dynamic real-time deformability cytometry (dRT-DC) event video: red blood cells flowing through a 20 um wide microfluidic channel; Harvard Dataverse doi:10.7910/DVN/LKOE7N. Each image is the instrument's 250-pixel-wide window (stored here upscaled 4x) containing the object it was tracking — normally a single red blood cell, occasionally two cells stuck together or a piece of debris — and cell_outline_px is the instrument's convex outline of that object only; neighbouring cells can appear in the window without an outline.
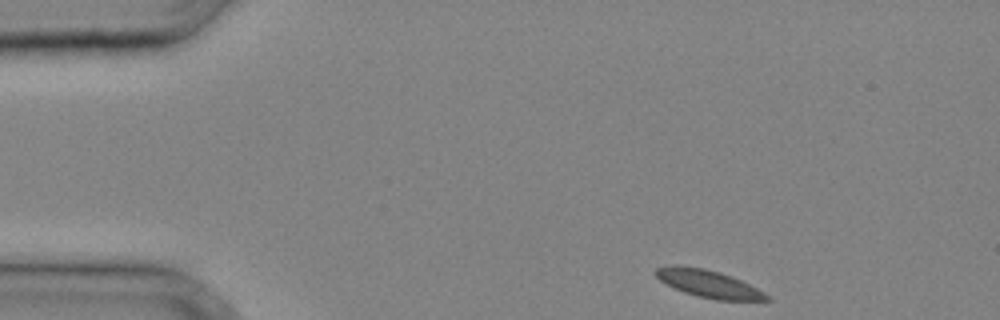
{"species": "common noctule bat (a hibernating species)", "species_latin": "Nyctalus noctula", "temperature_condition": "cold", "stored_images_in_passage": 30, "camera_frame_rate_fps": 3000, "um_per_image_px": 0.085, "animal": {"sex": "male", "body_mass_g": 20.4}, "frame": {"image": 1, "passage_image": 1, "time_ms": 0.0, "image_size_px": [1000, 320], "cell_outline_px": [[772, 300], [716, 300], [684, 292], [660, 280], [652, 272], [656, 268], [672, 264], [676, 264], [704, 268], [720, 272], [732, 276], [764, 292]], "centroid_in_image_um": [60.19, 24.09], "position_along_channel_um": 24.8, "area_um2": 17.63}}
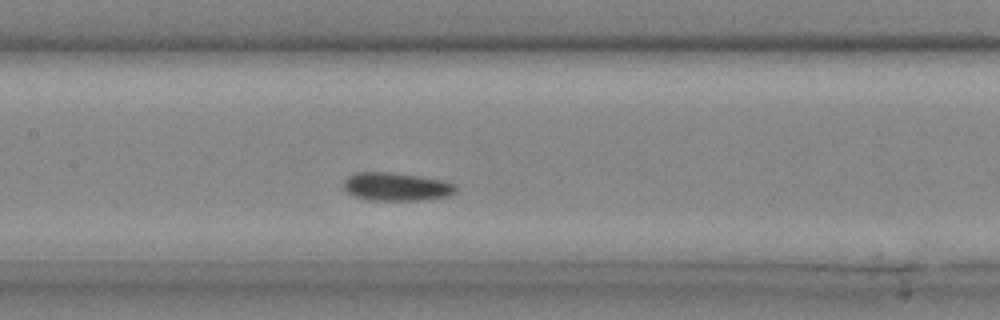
{"frame": {"image": 2, "passage_image": 13, "time_ms": 4.0, "image_size_px": [1000, 320], "cell_outline_px": [[456, 192], [448, 196], [424, 200], [368, 200], [352, 196], [344, 188], [344, 180], [348, 176], [356, 172], [388, 172], [420, 176], [444, 180], [456, 184]], "centroid_in_image_um": [33.7, 15.87], "position_along_channel_um": 173.7, "area_um2": 18.61}}
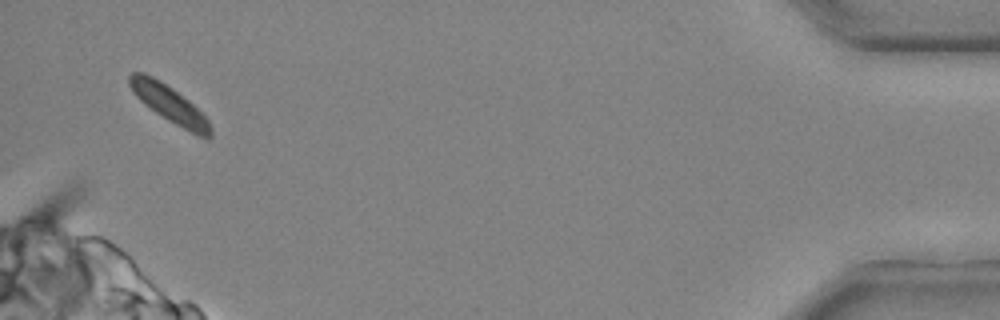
{"frame": {"image": 3, "passage_image": 30, "time_ms": 9.667, "image_size_px": [1000, 320], "cell_outline_px": [[212, 136], [208, 140], [196, 136], [168, 120], [144, 104], [132, 92], [128, 84], [128, 76], [132, 72], [144, 72], [160, 80], [172, 88], [188, 100], [208, 120], [212, 128]], "centroid_in_image_um": [14.4, 8.85], "position_along_channel_um": 420.8, "area_um2": 17.51}}